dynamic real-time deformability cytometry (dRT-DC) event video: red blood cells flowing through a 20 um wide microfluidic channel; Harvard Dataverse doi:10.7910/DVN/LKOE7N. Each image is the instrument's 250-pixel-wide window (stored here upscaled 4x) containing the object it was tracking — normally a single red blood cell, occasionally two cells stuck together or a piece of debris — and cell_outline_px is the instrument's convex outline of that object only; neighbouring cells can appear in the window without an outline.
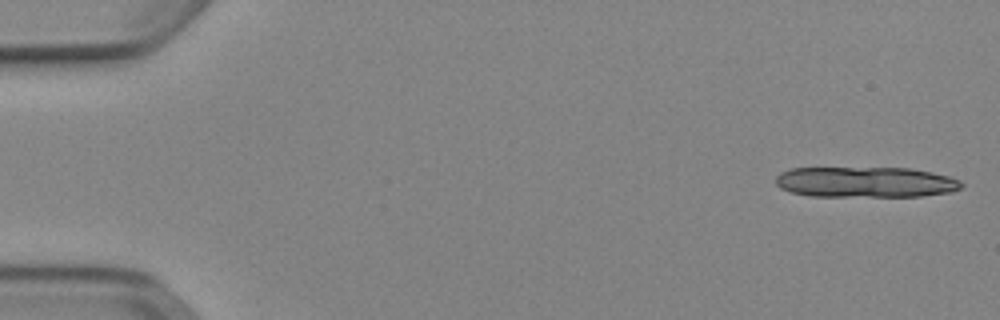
{"species": "Egyptian fruit bat (a non-hibernating species)", "species_latin": "Rousettus aegyptiacus", "temperature_condition": "cold", "stored_images_in_passage": 11, "camera_frame_rate_fps": 3000, "um_per_image_px": 0.085, "animal": {"sex": "female"}, "frame": {"image": 1, "passage_image": 1, "time_ms": 0.0, "image_size_px": [1000, 320], "cell_outline_px": [[964, 184], [960, 188], [952, 192], [920, 196], [808, 196], [792, 192], [780, 188], [776, 184], [776, 176], [780, 172], [792, 168], [908, 168], [932, 172], [948, 176], [960, 180]], "centroid_in_image_um": [73.57, 15.48], "position_along_channel_um": 11.4, "area_um2": 33.23}}